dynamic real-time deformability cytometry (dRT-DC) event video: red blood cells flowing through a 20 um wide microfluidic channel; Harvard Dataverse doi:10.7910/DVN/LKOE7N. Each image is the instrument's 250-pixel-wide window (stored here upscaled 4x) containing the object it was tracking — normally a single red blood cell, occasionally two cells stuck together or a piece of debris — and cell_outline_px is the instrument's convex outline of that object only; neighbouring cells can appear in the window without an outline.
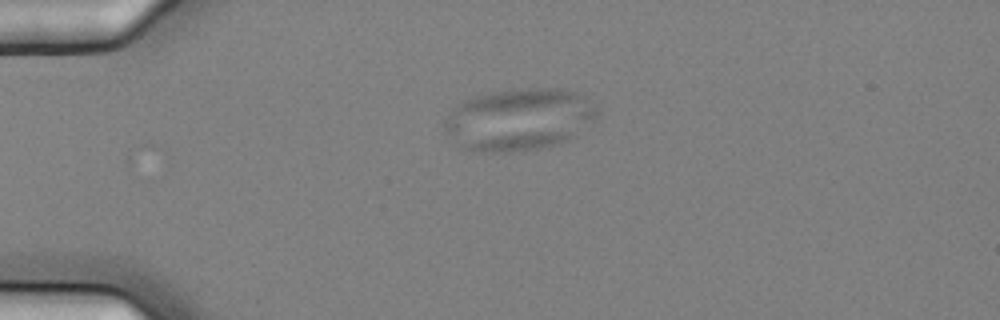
{"species": "common noctule bat (a hibernating species)", "species_latin": "Nyctalus noctula", "temperature_condition": "cold", "stored_images_in_passage": 3, "camera_frame_rate_fps": 3000, "um_per_image_px": 0.085, "animal": {"sex": "female", "body_mass_g": 25.1}, "frame": {"image": 1, "passage_image": 1, "time_ms": 0.0, "image_size_px": [1000, 320], "cell_outline_px": [[596, 116], [568, 140], [556, 144], [524, 152], [492, 152], [460, 148], [444, 132], [444, 120], [456, 104], [464, 100], [476, 96], [492, 92], [528, 88], [568, 88], [588, 96], [596, 108]], "centroid_in_image_um": [44.09, 10.15], "position_along_channel_um": 40.9, "area_um2": 55.43}}